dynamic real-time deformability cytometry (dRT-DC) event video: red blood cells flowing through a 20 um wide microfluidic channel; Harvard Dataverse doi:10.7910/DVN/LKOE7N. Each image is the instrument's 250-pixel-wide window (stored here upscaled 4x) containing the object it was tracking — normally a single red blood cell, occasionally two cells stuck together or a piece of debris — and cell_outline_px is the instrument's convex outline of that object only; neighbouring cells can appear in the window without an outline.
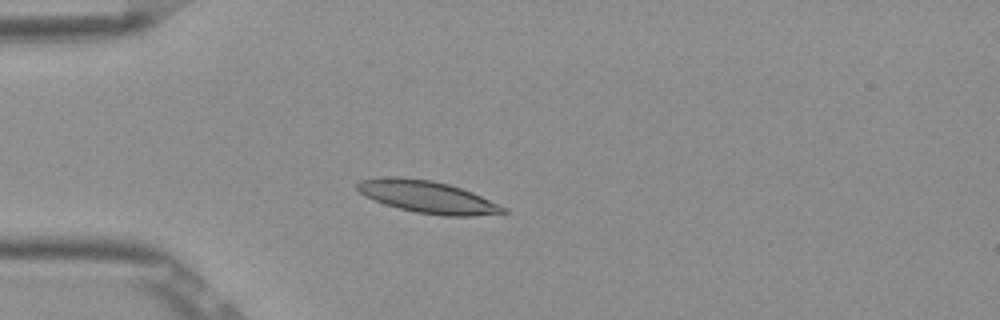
{"species": "Egyptian fruit bat (a non-hibernating species)", "species_latin": "Rousettus aegyptiacus", "temperature_condition": "room temperature", "stored_images_in_passage": 3, "camera_frame_rate_fps": 3000, "um_per_image_px": 0.085, "frame": {"image": 1, "passage_image": 3, "time_ms": 0.667, "image_size_px": [1000, 320], "cell_outline_px": [[508, 212], [472, 216], [444, 216], [416, 212], [384, 204], [360, 192], [356, 188], [356, 184], [360, 180], [384, 176], [400, 176], [432, 180], [448, 184], [472, 192], [508, 208]], "centroid_in_image_um": [36.34, 16.72], "position_along_channel_um": 48.7, "area_um2": 27.28}}